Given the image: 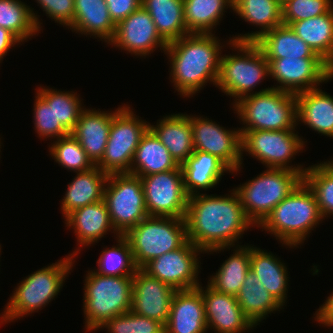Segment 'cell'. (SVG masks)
Masks as SVG:
<instances>
[{"label": "cell", "instance_id": "ac0fdd59", "mask_svg": "<svg viewBox=\"0 0 333 333\" xmlns=\"http://www.w3.org/2000/svg\"><path fill=\"white\" fill-rule=\"evenodd\" d=\"M176 291L138 268L133 276L131 311L166 325Z\"/></svg>", "mask_w": 333, "mask_h": 333}, {"label": "cell", "instance_id": "7bdbcfd3", "mask_svg": "<svg viewBox=\"0 0 333 333\" xmlns=\"http://www.w3.org/2000/svg\"><path fill=\"white\" fill-rule=\"evenodd\" d=\"M332 4L331 0H286L281 5L282 22L289 26L295 21L320 16L327 13Z\"/></svg>", "mask_w": 333, "mask_h": 333}, {"label": "cell", "instance_id": "6da1fadb", "mask_svg": "<svg viewBox=\"0 0 333 333\" xmlns=\"http://www.w3.org/2000/svg\"><path fill=\"white\" fill-rule=\"evenodd\" d=\"M230 195L200 193L189 197L185 215L187 240L206 253L231 249L254 224L233 188Z\"/></svg>", "mask_w": 333, "mask_h": 333}, {"label": "cell", "instance_id": "1f68e13d", "mask_svg": "<svg viewBox=\"0 0 333 333\" xmlns=\"http://www.w3.org/2000/svg\"><path fill=\"white\" fill-rule=\"evenodd\" d=\"M178 166L168 149L155 134L148 129L136 148L130 174L147 176L174 170Z\"/></svg>", "mask_w": 333, "mask_h": 333}, {"label": "cell", "instance_id": "f907efd6", "mask_svg": "<svg viewBox=\"0 0 333 333\" xmlns=\"http://www.w3.org/2000/svg\"><path fill=\"white\" fill-rule=\"evenodd\" d=\"M281 5L286 1V0H277Z\"/></svg>", "mask_w": 333, "mask_h": 333}, {"label": "cell", "instance_id": "74e56055", "mask_svg": "<svg viewBox=\"0 0 333 333\" xmlns=\"http://www.w3.org/2000/svg\"><path fill=\"white\" fill-rule=\"evenodd\" d=\"M47 102H54L55 139L71 134L84 109L80 96L73 91H57L49 87L36 90Z\"/></svg>", "mask_w": 333, "mask_h": 333}, {"label": "cell", "instance_id": "52a82bcc", "mask_svg": "<svg viewBox=\"0 0 333 333\" xmlns=\"http://www.w3.org/2000/svg\"><path fill=\"white\" fill-rule=\"evenodd\" d=\"M237 55H222L216 87L235 99L254 94V89L270 77L269 62L255 42H226Z\"/></svg>", "mask_w": 333, "mask_h": 333}, {"label": "cell", "instance_id": "30bf717a", "mask_svg": "<svg viewBox=\"0 0 333 333\" xmlns=\"http://www.w3.org/2000/svg\"><path fill=\"white\" fill-rule=\"evenodd\" d=\"M149 124L139 119L129 105L118 107L113 113L104 155L96 166L107 174L130 173L136 148Z\"/></svg>", "mask_w": 333, "mask_h": 333}, {"label": "cell", "instance_id": "4dcf8cb0", "mask_svg": "<svg viewBox=\"0 0 333 333\" xmlns=\"http://www.w3.org/2000/svg\"><path fill=\"white\" fill-rule=\"evenodd\" d=\"M158 34L168 44L190 34L184 20V0H142Z\"/></svg>", "mask_w": 333, "mask_h": 333}, {"label": "cell", "instance_id": "83f0119b", "mask_svg": "<svg viewBox=\"0 0 333 333\" xmlns=\"http://www.w3.org/2000/svg\"><path fill=\"white\" fill-rule=\"evenodd\" d=\"M108 176L96 165L89 170L77 172L71 183H68L62 198V215L66 217L77 208L103 200Z\"/></svg>", "mask_w": 333, "mask_h": 333}, {"label": "cell", "instance_id": "d6986e66", "mask_svg": "<svg viewBox=\"0 0 333 333\" xmlns=\"http://www.w3.org/2000/svg\"><path fill=\"white\" fill-rule=\"evenodd\" d=\"M202 293L207 321V330L216 333H241L255 326L241 310L236 296L216 291L209 284L205 290L201 284L197 287Z\"/></svg>", "mask_w": 333, "mask_h": 333}, {"label": "cell", "instance_id": "ffe728a7", "mask_svg": "<svg viewBox=\"0 0 333 333\" xmlns=\"http://www.w3.org/2000/svg\"><path fill=\"white\" fill-rule=\"evenodd\" d=\"M207 321L198 288L177 290L171 302L165 333H206Z\"/></svg>", "mask_w": 333, "mask_h": 333}, {"label": "cell", "instance_id": "7dc6e473", "mask_svg": "<svg viewBox=\"0 0 333 333\" xmlns=\"http://www.w3.org/2000/svg\"><path fill=\"white\" fill-rule=\"evenodd\" d=\"M315 321L326 327H333V292L326 298L325 302L315 312Z\"/></svg>", "mask_w": 333, "mask_h": 333}, {"label": "cell", "instance_id": "4fadbf2b", "mask_svg": "<svg viewBox=\"0 0 333 333\" xmlns=\"http://www.w3.org/2000/svg\"><path fill=\"white\" fill-rule=\"evenodd\" d=\"M139 177L149 216L185 218L189 196L180 165L174 170Z\"/></svg>", "mask_w": 333, "mask_h": 333}, {"label": "cell", "instance_id": "ee69618b", "mask_svg": "<svg viewBox=\"0 0 333 333\" xmlns=\"http://www.w3.org/2000/svg\"><path fill=\"white\" fill-rule=\"evenodd\" d=\"M34 129L44 139L51 138L55 140V114L54 102H47L37 91L33 109Z\"/></svg>", "mask_w": 333, "mask_h": 333}, {"label": "cell", "instance_id": "9a60e30c", "mask_svg": "<svg viewBox=\"0 0 333 333\" xmlns=\"http://www.w3.org/2000/svg\"><path fill=\"white\" fill-rule=\"evenodd\" d=\"M203 251L187 240L176 250L150 260L141 269L176 290H188L200 285L198 273L201 263L197 257Z\"/></svg>", "mask_w": 333, "mask_h": 333}, {"label": "cell", "instance_id": "603a6c76", "mask_svg": "<svg viewBox=\"0 0 333 333\" xmlns=\"http://www.w3.org/2000/svg\"><path fill=\"white\" fill-rule=\"evenodd\" d=\"M149 129L168 149L178 165H182L194 152L193 133L190 115L177 113L163 116L157 125L149 124Z\"/></svg>", "mask_w": 333, "mask_h": 333}, {"label": "cell", "instance_id": "9c48e42d", "mask_svg": "<svg viewBox=\"0 0 333 333\" xmlns=\"http://www.w3.org/2000/svg\"><path fill=\"white\" fill-rule=\"evenodd\" d=\"M129 242L137 268L181 247L187 241L184 218L148 216L123 235Z\"/></svg>", "mask_w": 333, "mask_h": 333}, {"label": "cell", "instance_id": "f1b7e54d", "mask_svg": "<svg viewBox=\"0 0 333 333\" xmlns=\"http://www.w3.org/2000/svg\"><path fill=\"white\" fill-rule=\"evenodd\" d=\"M250 270L265 289L284 306L290 281L285 264L273 253L250 245Z\"/></svg>", "mask_w": 333, "mask_h": 333}, {"label": "cell", "instance_id": "2e32d148", "mask_svg": "<svg viewBox=\"0 0 333 333\" xmlns=\"http://www.w3.org/2000/svg\"><path fill=\"white\" fill-rule=\"evenodd\" d=\"M194 150L207 152L219 158L233 173L241 171V132L224 127L203 116L191 115Z\"/></svg>", "mask_w": 333, "mask_h": 333}, {"label": "cell", "instance_id": "8fae6325", "mask_svg": "<svg viewBox=\"0 0 333 333\" xmlns=\"http://www.w3.org/2000/svg\"><path fill=\"white\" fill-rule=\"evenodd\" d=\"M296 130H253L241 132V152L258 159L266 168L287 169L304 176L308 167L290 165L292 158L304 150L303 137Z\"/></svg>", "mask_w": 333, "mask_h": 333}, {"label": "cell", "instance_id": "bcb514c9", "mask_svg": "<svg viewBox=\"0 0 333 333\" xmlns=\"http://www.w3.org/2000/svg\"><path fill=\"white\" fill-rule=\"evenodd\" d=\"M142 0H105L111 19L117 25L141 7Z\"/></svg>", "mask_w": 333, "mask_h": 333}, {"label": "cell", "instance_id": "5bb4252c", "mask_svg": "<svg viewBox=\"0 0 333 333\" xmlns=\"http://www.w3.org/2000/svg\"><path fill=\"white\" fill-rule=\"evenodd\" d=\"M273 89L298 94L315 89L333 78V68L321 57L267 59Z\"/></svg>", "mask_w": 333, "mask_h": 333}, {"label": "cell", "instance_id": "ba28073f", "mask_svg": "<svg viewBox=\"0 0 333 333\" xmlns=\"http://www.w3.org/2000/svg\"><path fill=\"white\" fill-rule=\"evenodd\" d=\"M303 180L293 170L267 168L234 189L248 219L258 227L269 213Z\"/></svg>", "mask_w": 333, "mask_h": 333}, {"label": "cell", "instance_id": "ab89813d", "mask_svg": "<svg viewBox=\"0 0 333 333\" xmlns=\"http://www.w3.org/2000/svg\"><path fill=\"white\" fill-rule=\"evenodd\" d=\"M303 180L314 192L323 220L333 216V170L322 161L309 166Z\"/></svg>", "mask_w": 333, "mask_h": 333}, {"label": "cell", "instance_id": "e575fe53", "mask_svg": "<svg viewBox=\"0 0 333 333\" xmlns=\"http://www.w3.org/2000/svg\"><path fill=\"white\" fill-rule=\"evenodd\" d=\"M236 250L220 265L208 284L216 291L236 296L250 271V245L236 243Z\"/></svg>", "mask_w": 333, "mask_h": 333}, {"label": "cell", "instance_id": "8992f818", "mask_svg": "<svg viewBox=\"0 0 333 333\" xmlns=\"http://www.w3.org/2000/svg\"><path fill=\"white\" fill-rule=\"evenodd\" d=\"M83 311L86 331H96L107 320L131 310L133 276H105L87 272Z\"/></svg>", "mask_w": 333, "mask_h": 333}, {"label": "cell", "instance_id": "3957f363", "mask_svg": "<svg viewBox=\"0 0 333 333\" xmlns=\"http://www.w3.org/2000/svg\"><path fill=\"white\" fill-rule=\"evenodd\" d=\"M316 196L302 180L258 226L289 248L302 245L313 228L322 223Z\"/></svg>", "mask_w": 333, "mask_h": 333}, {"label": "cell", "instance_id": "5b68a950", "mask_svg": "<svg viewBox=\"0 0 333 333\" xmlns=\"http://www.w3.org/2000/svg\"><path fill=\"white\" fill-rule=\"evenodd\" d=\"M244 124L240 131L297 129L296 95L268 87L233 103Z\"/></svg>", "mask_w": 333, "mask_h": 333}, {"label": "cell", "instance_id": "b9f144b4", "mask_svg": "<svg viewBox=\"0 0 333 333\" xmlns=\"http://www.w3.org/2000/svg\"><path fill=\"white\" fill-rule=\"evenodd\" d=\"M109 333H165V325L131 310L107 320L99 329Z\"/></svg>", "mask_w": 333, "mask_h": 333}, {"label": "cell", "instance_id": "e0dca14e", "mask_svg": "<svg viewBox=\"0 0 333 333\" xmlns=\"http://www.w3.org/2000/svg\"><path fill=\"white\" fill-rule=\"evenodd\" d=\"M109 45L145 58L159 47L165 52L168 44L158 34L150 14L141 6L116 25Z\"/></svg>", "mask_w": 333, "mask_h": 333}, {"label": "cell", "instance_id": "8d00e7d4", "mask_svg": "<svg viewBox=\"0 0 333 333\" xmlns=\"http://www.w3.org/2000/svg\"><path fill=\"white\" fill-rule=\"evenodd\" d=\"M33 10L21 0H0V27L10 31L21 43L31 39L42 28L40 16Z\"/></svg>", "mask_w": 333, "mask_h": 333}, {"label": "cell", "instance_id": "cb8c5ba5", "mask_svg": "<svg viewBox=\"0 0 333 333\" xmlns=\"http://www.w3.org/2000/svg\"><path fill=\"white\" fill-rule=\"evenodd\" d=\"M181 169L184 188L189 197L217 186L225 175L224 172L232 173L219 158L199 150H194L181 165Z\"/></svg>", "mask_w": 333, "mask_h": 333}, {"label": "cell", "instance_id": "7402d4cb", "mask_svg": "<svg viewBox=\"0 0 333 333\" xmlns=\"http://www.w3.org/2000/svg\"><path fill=\"white\" fill-rule=\"evenodd\" d=\"M114 112L84 108L71 132L94 165L104 155Z\"/></svg>", "mask_w": 333, "mask_h": 333}, {"label": "cell", "instance_id": "7c38bea8", "mask_svg": "<svg viewBox=\"0 0 333 333\" xmlns=\"http://www.w3.org/2000/svg\"><path fill=\"white\" fill-rule=\"evenodd\" d=\"M103 200L111 223L120 235L149 216L139 176L130 173L109 174Z\"/></svg>", "mask_w": 333, "mask_h": 333}, {"label": "cell", "instance_id": "836d02e7", "mask_svg": "<svg viewBox=\"0 0 333 333\" xmlns=\"http://www.w3.org/2000/svg\"><path fill=\"white\" fill-rule=\"evenodd\" d=\"M255 43L266 59L319 57L285 24L264 33Z\"/></svg>", "mask_w": 333, "mask_h": 333}, {"label": "cell", "instance_id": "4316f807", "mask_svg": "<svg viewBox=\"0 0 333 333\" xmlns=\"http://www.w3.org/2000/svg\"><path fill=\"white\" fill-rule=\"evenodd\" d=\"M73 32L91 35L109 44L116 32L105 0H74Z\"/></svg>", "mask_w": 333, "mask_h": 333}, {"label": "cell", "instance_id": "484cf974", "mask_svg": "<svg viewBox=\"0 0 333 333\" xmlns=\"http://www.w3.org/2000/svg\"><path fill=\"white\" fill-rule=\"evenodd\" d=\"M297 124L333 138V96L320 87L296 94Z\"/></svg>", "mask_w": 333, "mask_h": 333}, {"label": "cell", "instance_id": "d590c367", "mask_svg": "<svg viewBox=\"0 0 333 333\" xmlns=\"http://www.w3.org/2000/svg\"><path fill=\"white\" fill-rule=\"evenodd\" d=\"M233 0H184V20L189 33L213 34ZM214 27V28H213Z\"/></svg>", "mask_w": 333, "mask_h": 333}, {"label": "cell", "instance_id": "7a4b0ae2", "mask_svg": "<svg viewBox=\"0 0 333 333\" xmlns=\"http://www.w3.org/2000/svg\"><path fill=\"white\" fill-rule=\"evenodd\" d=\"M214 35L190 33L167 45L170 82L183 98L196 95L209 81L216 86L223 46Z\"/></svg>", "mask_w": 333, "mask_h": 333}, {"label": "cell", "instance_id": "681fc988", "mask_svg": "<svg viewBox=\"0 0 333 333\" xmlns=\"http://www.w3.org/2000/svg\"><path fill=\"white\" fill-rule=\"evenodd\" d=\"M324 163L333 170V160L324 161Z\"/></svg>", "mask_w": 333, "mask_h": 333}, {"label": "cell", "instance_id": "f546056e", "mask_svg": "<svg viewBox=\"0 0 333 333\" xmlns=\"http://www.w3.org/2000/svg\"><path fill=\"white\" fill-rule=\"evenodd\" d=\"M289 26L333 68V7L325 14L295 21Z\"/></svg>", "mask_w": 333, "mask_h": 333}, {"label": "cell", "instance_id": "f35d334b", "mask_svg": "<svg viewBox=\"0 0 333 333\" xmlns=\"http://www.w3.org/2000/svg\"><path fill=\"white\" fill-rule=\"evenodd\" d=\"M116 246L101 252L97 260L98 269L94 271L105 276H134L138 269L135 265L132 250L128 240L120 235L116 237Z\"/></svg>", "mask_w": 333, "mask_h": 333}, {"label": "cell", "instance_id": "c3c4849f", "mask_svg": "<svg viewBox=\"0 0 333 333\" xmlns=\"http://www.w3.org/2000/svg\"><path fill=\"white\" fill-rule=\"evenodd\" d=\"M17 44H21V42L10 31L0 27V63L11 47Z\"/></svg>", "mask_w": 333, "mask_h": 333}, {"label": "cell", "instance_id": "60d3db41", "mask_svg": "<svg viewBox=\"0 0 333 333\" xmlns=\"http://www.w3.org/2000/svg\"><path fill=\"white\" fill-rule=\"evenodd\" d=\"M52 158L62 167L70 171L82 172L91 169L95 165L88 158L78 140L72 135H66L56 139L49 145Z\"/></svg>", "mask_w": 333, "mask_h": 333}, {"label": "cell", "instance_id": "d4e9b609", "mask_svg": "<svg viewBox=\"0 0 333 333\" xmlns=\"http://www.w3.org/2000/svg\"><path fill=\"white\" fill-rule=\"evenodd\" d=\"M232 10L242 20L260 29L232 36V41L255 42L264 33L283 24L281 4L277 0H233Z\"/></svg>", "mask_w": 333, "mask_h": 333}, {"label": "cell", "instance_id": "44dd1931", "mask_svg": "<svg viewBox=\"0 0 333 333\" xmlns=\"http://www.w3.org/2000/svg\"><path fill=\"white\" fill-rule=\"evenodd\" d=\"M64 219L67 229H74L79 249L97 243L108 231L120 236L111 223L104 200L77 208Z\"/></svg>", "mask_w": 333, "mask_h": 333}, {"label": "cell", "instance_id": "f6af8a7d", "mask_svg": "<svg viewBox=\"0 0 333 333\" xmlns=\"http://www.w3.org/2000/svg\"><path fill=\"white\" fill-rule=\"evenodd\" d=\"M46 16L59 23L60 25L69 27L74 20V0H36Z\"/></svg>", "mask_w": 333, "mask_h": 333}, {"label": "cell", "instance_id": "277c9868", "mask_svg": "<svg viewBox=\"0 0 333 333\" xmlns=\"http://www.w3.org/2000/svg\"><path fill=\"white\" fill-rule=\"evenodd\" d=\"M77 249V250H76ZM73 253L45 268L36 270L15 287L12 296L0 317V325L12 322L46 307L60 292L67 275L75 264L76 248ZM74 258V259H73Z\"/></svg>", "mask_w": 333, "mask_h": 333}, {"label": "cell", "instance_id": "d6a6232c", "mask_svg": "<svg viewBox=\"0 0 333 333\" xmlns=\"http://www.w3.org/2000/svg\"><path fill=\"white\" fill-rule=\"evenodd\" d=\"M236 299L245 316L255 327L268 317V314L283 308L251 270L246 275Z\"/></svg>", "mask_w": 333, "mask_h": 333}]
</instances>
